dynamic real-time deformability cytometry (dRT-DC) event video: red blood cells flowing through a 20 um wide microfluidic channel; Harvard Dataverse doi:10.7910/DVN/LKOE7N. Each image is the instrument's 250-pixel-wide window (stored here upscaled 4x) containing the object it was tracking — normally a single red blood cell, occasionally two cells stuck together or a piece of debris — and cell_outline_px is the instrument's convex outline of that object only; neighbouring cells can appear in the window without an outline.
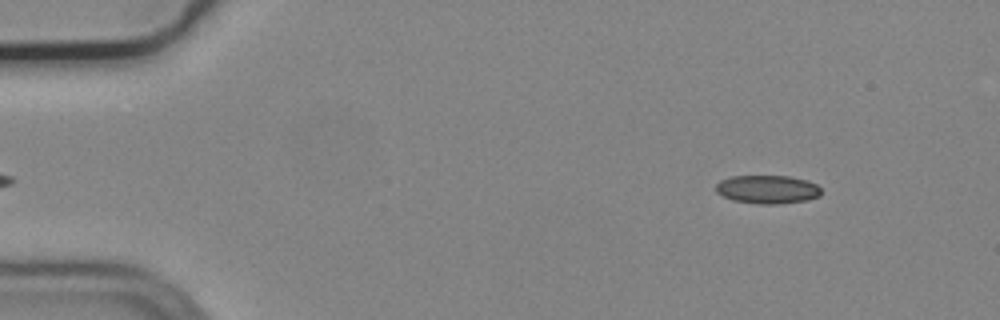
{"species": "common noctule bat (a hibernating species)", "species_latin": "Nyctalus noctula", "temperature_condition": "cold", "stored_images_in_passage": 52, "segment_of_instrument_passage": [1, 2], "camera_frame_rate_fps": 3000, "um_per_image_px": 0.085, "animal": {"sex": "male", "body_mass_g": 19.2, "forearm_length_mm": 51.8}, "frame": {"image": 1, "passage_image": 2, "time_ms": 0.333, "image_size_px": [1000, 320], "cell_outline_px": [[820, 196], [808, 200], [780, 204], [756, 204], [732, 200], [716, 192], [716, 184], [720, 180], [732, 176], [788, 176], [808, 180], [816, 184], [820, 188]], "centroid_in_image_um": [65.24, 16.1], "position_along_channel_um": 19.8, "area_um2": 17.57}}
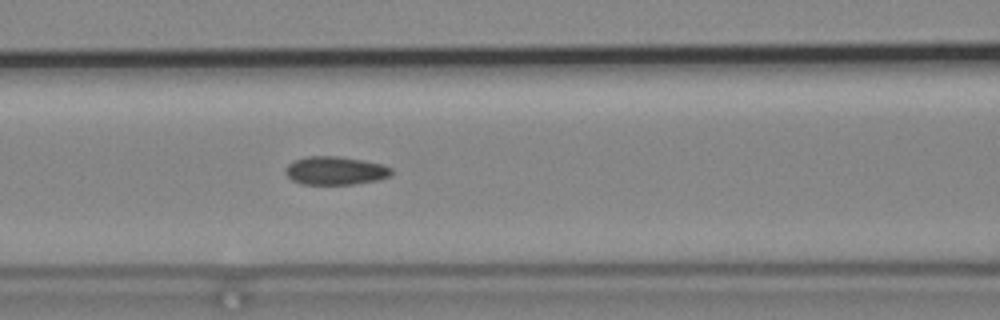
{"frame": {"image": 2, "passage_image": 19, "time_ms": 6.0, "image_size_px": [1000, 320], "cell_outline_px": [[392, 176], [380, 180], [352, 184], [304, 184], [292, 180], [284, 172], [284, 168], [288, 164], [296, 160], [308, 156], [340, 156], [364, 160], [384, 164], [392, 168]], "centroid_in_image_um": [28.55, 14.5], "position_along_channel_um": 138.1, "area_um2": 17.69}}
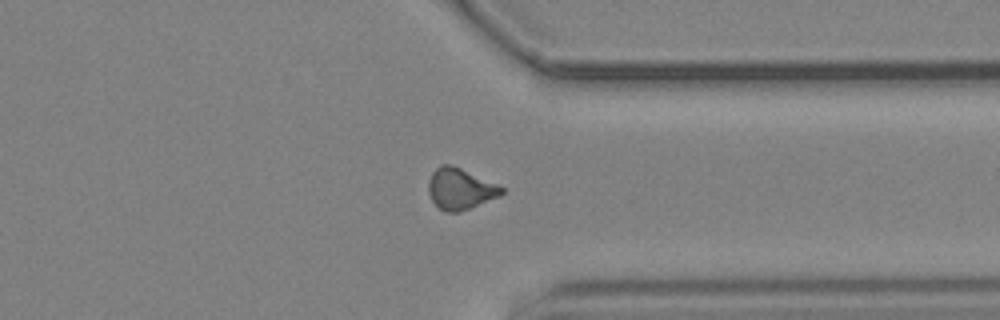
{"frame": {"image": 3, "passage_image": 38, "time_ms": 12.333, "image_size_px": [1000, 320], "cell_outline_px": [[504, 192], [500, 196], [468, 208], [456, 212], [444, 212], [432, 200], [428, 192], [428, 184], [432, 172], [440, 164], [452, 164], [496, 184], [504, 188]], "centroid_in_image_um": [39.09, 16.04], "position_along_channel_um": 372.3, "area_um2": 17.28}}